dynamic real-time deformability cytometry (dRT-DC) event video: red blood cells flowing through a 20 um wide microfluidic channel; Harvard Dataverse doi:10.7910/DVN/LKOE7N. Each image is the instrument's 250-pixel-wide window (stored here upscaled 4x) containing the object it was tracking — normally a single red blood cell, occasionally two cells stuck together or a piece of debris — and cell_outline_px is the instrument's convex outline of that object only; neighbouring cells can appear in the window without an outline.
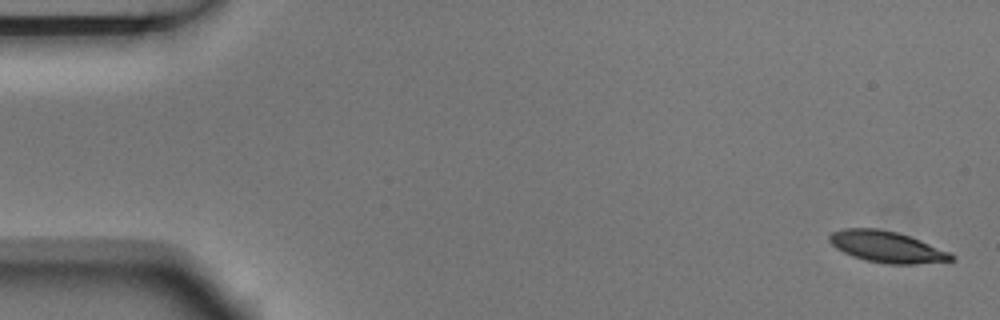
{"species": "Egyptian fruit bat (a non-hibernating species)", "species_latin": "Rousettus aegyptiacus", "temperature_condition": "room temperature", "stored_images_in_passage": 5, "camera_frame_rate_fps": 3000, "um_per_image_px": 0.085, "animal": {"sex": "male"}, "frame": {"image": 1, "passage_image": 1, "time_ms": 0.0, "image_size_px": [1000, 320], "cell_outline_px": [[956, 260], [916, 264], [888, 264], [864, 260], [852, 256], [836, 248], [828, 240], [828, 236], [832, 232], [844, 228], [876, 228], [896, 232], [920, 240], [948, 252], [956, 256]], "centroid_in_image_um": [75.36, 20.99], "position_along_channel_um": 9.6, "area_um2": 22.14}}
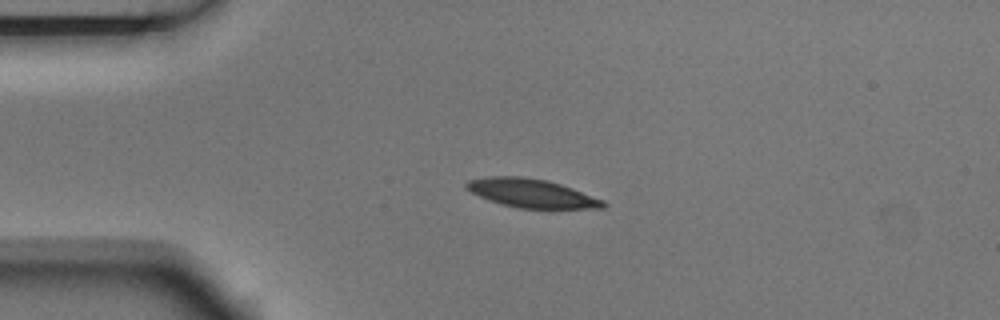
{"frame": {"image": 2, "passage_image": 4, "time_ms": 1.0, "image_size_px": [1000, 320], "cell_outline_px": [[608, 204], [604, 208], [520, 208], [488, 200], [464, 188], [464, 184], [468, 180], [488, 176], [520, 176], [548, 180], [572, 188], [604, 200]], "centroid_in_image_um": [45.17, 16.41], "position_along_channel_um": 39.8, "area_um2": 22.72}}